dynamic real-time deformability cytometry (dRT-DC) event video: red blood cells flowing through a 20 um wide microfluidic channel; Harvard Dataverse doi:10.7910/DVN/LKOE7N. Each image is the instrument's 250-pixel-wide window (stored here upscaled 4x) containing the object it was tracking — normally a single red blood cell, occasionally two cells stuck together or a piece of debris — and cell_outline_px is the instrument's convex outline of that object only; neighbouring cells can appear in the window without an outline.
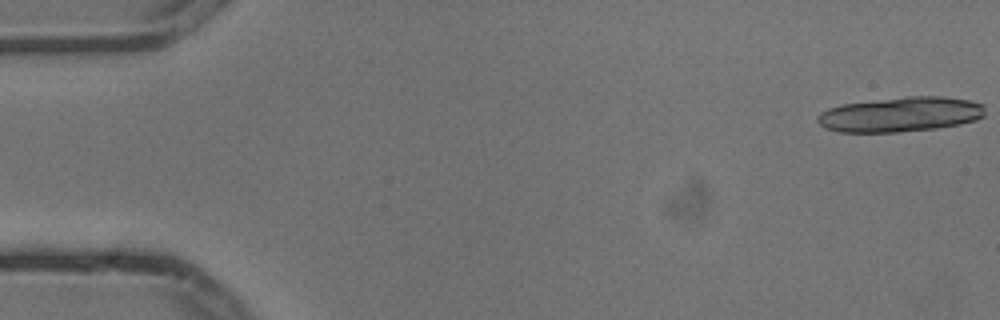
{"species": "common noctule bat (a hibernating species)", "species_latin": "Nyctalus noctula", "temperature_condition": "cold", "stored_images_in_passage": 6, "camera_frame_rate_fps": 3000, "um_per_image_px": 0.085, "animal": {"sex": "male", "body_mass_g": 13.3}, "frame": {"image": 1, "passage_image": 1, "time_ms": 0.0, "image_size_px": [1000, 320], "cell_outline_px": [[984, 116], [976, 120], [960, 124], [936, 128], [900, 132], [836, 132], [824, 128], [816, 120], [816, 116], [820, 112], [828, 108], [844, 104], [908, 96], [940, 96], [968, 100], [984, 104]], "centroid_in_image_um": [76.52, 9.73], "position_along_channel_um": 8.5, "area_um2": 34.1}}
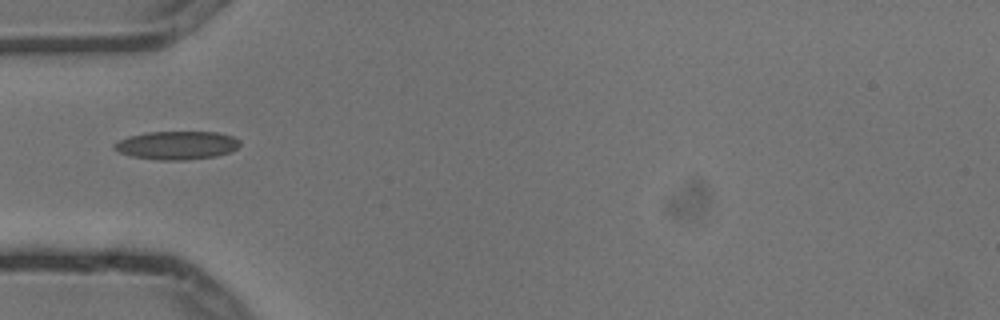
{"frame": {"image": 2, "passage_image": 6, "time_ms": 1.667, "image_size_px": [1000, 320], "cell_outline_px": [[240, 144], [236, 148], [228, 152], [216, 156], [184, 160], [160, 160], [132, 156], [120, 152], [112, 148], [112, 144], [128, 136], [148, 132], [216, 132], [232, 136], [240, 140]], "centroid_in_image_um": [15.01, 12.34], "position_along_channel_um": 70.0, "area_um2": 20.63}}